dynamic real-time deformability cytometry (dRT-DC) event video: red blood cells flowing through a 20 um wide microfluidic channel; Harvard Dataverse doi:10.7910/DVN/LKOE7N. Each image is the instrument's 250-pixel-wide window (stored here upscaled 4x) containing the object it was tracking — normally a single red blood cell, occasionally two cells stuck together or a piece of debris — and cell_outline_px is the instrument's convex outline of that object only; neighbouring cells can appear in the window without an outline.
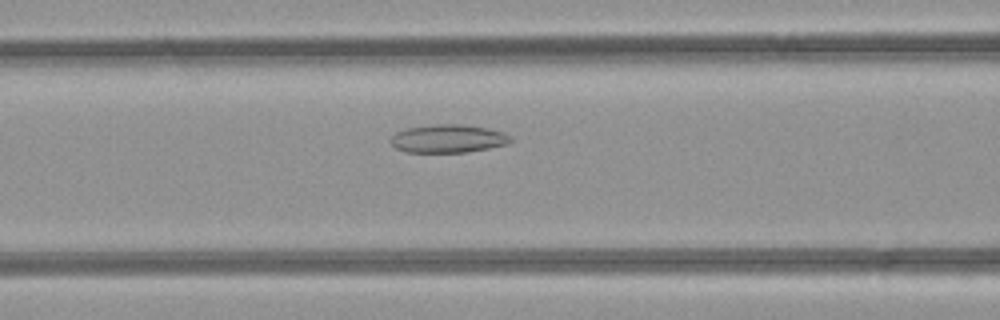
{"species": "common noctule bat (a hibernating species)", "species_latin": "Nyctalus noctula", "temperature_condition": "room temperature", "stored_images_in_passage": 37, "camera_frame_rate_fps": 3000, "um_per_image_px": 0.085, "animal": {"sex": "female", "body_mass_g": 21.9}, "frame": {"image": 1, "passage_image": 12, "time_ms": 3.667, "image_size_px": [1000, 320], "cell_outline_px": [[512, 140], [508, 144], [488, 148], [464, 152], [408, 152], [396, 148], [388, 140], [396, 132], [408, 128], [436, 124], [464, 124], [488, 128], [504, 132], [512, 136]], "centroid_in_image_um": [38.11, 11.77], "position_along_channel_um": 128.5, "area_um2": 19.71}}
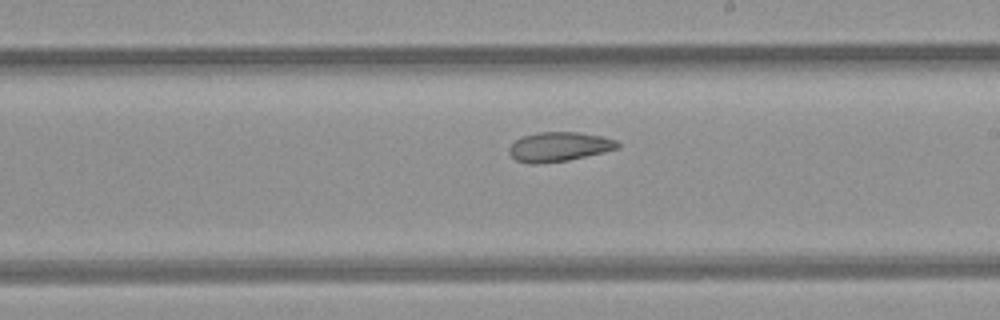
{"frame": {"image": 2, "passage_image": 20, "time_ms": 6.333, "image_size_px": [1000, 320], "cell_outline_px": [[620, 148], [604, 152], [568, 160], [536, 164], [528, 164], [516, 160], [508, 152], [508, 148], [516, 140], [524, 136], [540, 132], [580, 132], [600, 136], [616, 140], [620, 144]], "centroid_in_image_um": [47.52, 12.48], "position_along_channel_um": 241.5, "area_um2": 18.55}}
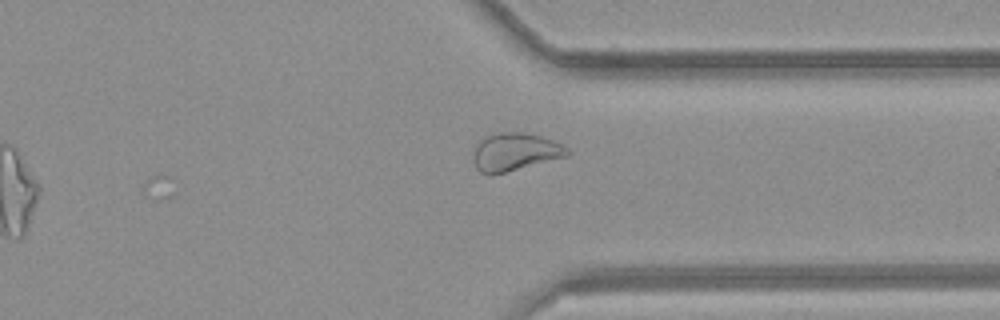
{"frame": {"image": 3, "passage_image": 29, "time_ms": 9.333, "image_size_px": [1000, 320], "cell_outline_px": [[572, 152], [568, 156], [488, 176], [480, 172], [476, 168], [472, 156], [476, 144], [484, 136], [500, 132], [524, 132], [540, 136], [552, 140], [568, 148]], "centroid_in_image_um": [43.75, 12.91], "position_along_channel_um": 367.7, "area_um2": 20.81}, "authors_computed_cell_mechanics": {"area_um2": 18.3804, "velocity_mm_per_s": 4.2288, "shape_relaxation_time_tau1_ms": null, "shape_relaxation_time_tau2_ms": 2.6138, "deformation_change_tau1": null, "deformation_change_tau2": 0.0781}}